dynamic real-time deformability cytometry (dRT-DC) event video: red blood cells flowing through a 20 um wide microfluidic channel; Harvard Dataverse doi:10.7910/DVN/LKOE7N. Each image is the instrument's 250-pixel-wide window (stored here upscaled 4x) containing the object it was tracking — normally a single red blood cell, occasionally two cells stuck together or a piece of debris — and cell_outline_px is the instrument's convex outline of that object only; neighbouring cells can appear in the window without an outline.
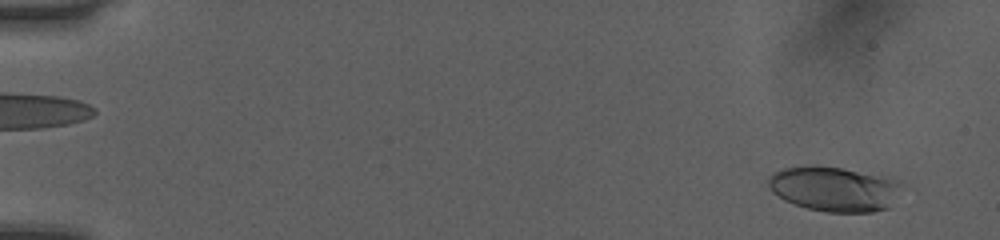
{"species": "human", "species_latin": "Homo sapiens", "temperature_condition": "room temperature", "stored_images_in_passage": 51, "camera_frame_rate_fps": 3000, "um_per_image_px": 0.085, "donor": {"sex": "female"}, "frame": {"image": 1, "passage_image": 3, "time_ms": 0.667, "image_size_px": [1000, 240], "cell_outline_px": [[896, 184], [888, 208], [872, 212], [828, 212], [808, 208], [784, 200], [772, 192], [768, 184], [768, 180], [776, 172], [784, 168], [808, 164], [816, 164], [888, 176], [896, 180]], "centroid_in_image_um": [70.8, 16.03], "position_along_channel_um": 14.2, "area_um2": 34.16}}
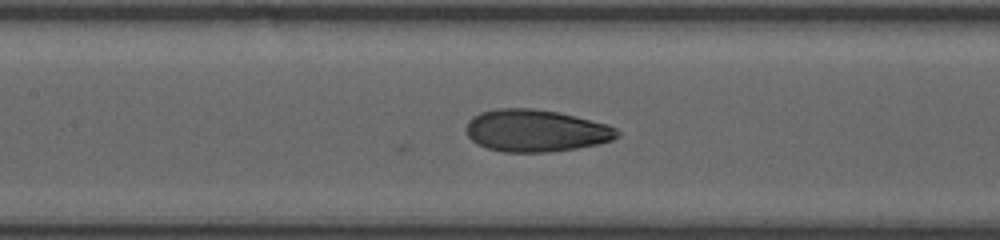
{"frame": {"image": 2, "passage_image": 25, "time_ms": 8.0, "image_size_px": [1000, 240], "cell_outline_px": [[620, 136], [612, 140], [596, 144], [576, 148], [548, 152], [504, 152], [488, 148], [476, 144], [468, 136], [468, 120], [472, 116], [480, 112], [496, 108], [532, 108], [560, 112], [608, 124], [616, 128], [620, 132]], "centroid_in_image_um": [45.56, 11.1], "position_along_channel_um": 161.8, "area_um2": 37.22}}
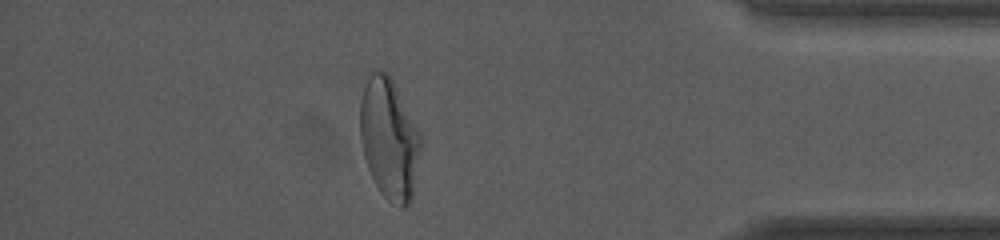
{"frame": {"image": 3, "passage_image": 45, "time_ms": 14.667, "image_size_px": [1000, 240], "cell_outline_px": [[420, 144], [412, 196], [408, 204], [404, 208], [400, 208], [388, 200], [380, 192], [368, 168], [364, 156], [360, 140], [360, 100], [364, 72], [376, 68], [388, 72], [420, 132]], "centroid_in_image_um": [33.02, 11.69], "position_along_channel_um": 402.2, "area_um2": 42.95}, "authors_computed_cell_mechanics": {"area_um2": 36.703, "velocity_mm_per_s": 4.0747, "shape_relaxation_time_tau1_ms": 5.3101, "shape_relaxation_time_tau2_ms": 1.1323, "deformation_change_tau1": 0.1827, "deformation_change_tau2": 0.0788}}